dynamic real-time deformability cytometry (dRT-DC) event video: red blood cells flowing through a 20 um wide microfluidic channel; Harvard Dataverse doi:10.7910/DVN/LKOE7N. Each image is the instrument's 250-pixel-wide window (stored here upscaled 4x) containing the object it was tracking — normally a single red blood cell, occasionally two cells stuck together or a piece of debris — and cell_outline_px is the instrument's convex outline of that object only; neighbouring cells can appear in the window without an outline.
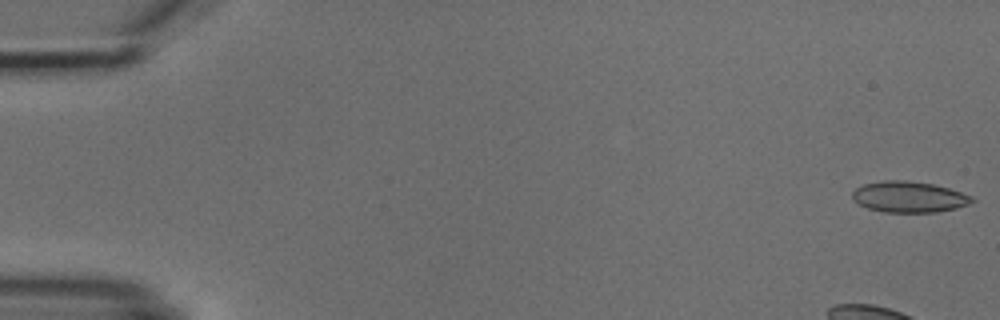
{"species": "common noctule bat (a hibernating species)", "species_latin": "Nyctalus noctula", "temperature_condition": "cold", "stored_images_in_passage": 7, "camera_frame_rate_fps": 3000, "um_per_image_px": 0.085, "animal": {"sex": "male", "body_mass_g": 18.8}, "frame": {"image": 1, "passage_image": 1, "time_ms": 0.0, "image_size_px": [1000, 320], "cell_outline_px": [[976, 200], [968, 204], [956, 208], [936, 212], [884, 212], [868, 208], [852, 200], [852, 192], [856, 188], [864, 184], [884, 180], [904, 180], [932, 184], [948, 188], [972, 196]], "centroid_in_image_um": [77.25, 16.74], "position_along_channel_um": 7.8, "area_um2": 21.5}}